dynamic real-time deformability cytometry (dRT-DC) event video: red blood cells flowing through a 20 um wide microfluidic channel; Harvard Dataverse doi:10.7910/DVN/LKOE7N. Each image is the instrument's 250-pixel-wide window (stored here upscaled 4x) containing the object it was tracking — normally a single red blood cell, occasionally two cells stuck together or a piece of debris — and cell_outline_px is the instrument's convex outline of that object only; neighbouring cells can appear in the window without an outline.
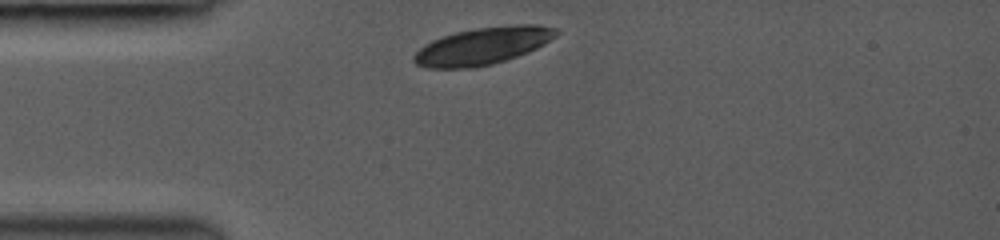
{"species": "common noctule bat (a hibernating species)", "species_latin": "Nyctalus noctula", "temperature_condition": "room temperature", "stored_images_in_passage": 3, "camera_frame_rate_fps": 3000, "um_per_image_px": 0.085, "animal": {"sex": "female", "body_mass_g": 19.0, "forearm_length_mm": 53.3}, "frame": {"image": 1, "passage_image": 1, "time_ms": 0.0, "image_size_px": [1000, 240], "cell_outline_px": [[560, 32], [556, 36], [544, 44], [528, 52], [492, 64], [476, 68], [428, 68], [416, 64], [412, 60], [412, 56], [424, 44], [432, 40], [456, 32], [476, 28], [512, 24], [536, 24], [556, 28]], "centroid_in_image_um": [41.03, 3.9], "position_along_channel_um": 44.0, "area_um2": 30.92}}